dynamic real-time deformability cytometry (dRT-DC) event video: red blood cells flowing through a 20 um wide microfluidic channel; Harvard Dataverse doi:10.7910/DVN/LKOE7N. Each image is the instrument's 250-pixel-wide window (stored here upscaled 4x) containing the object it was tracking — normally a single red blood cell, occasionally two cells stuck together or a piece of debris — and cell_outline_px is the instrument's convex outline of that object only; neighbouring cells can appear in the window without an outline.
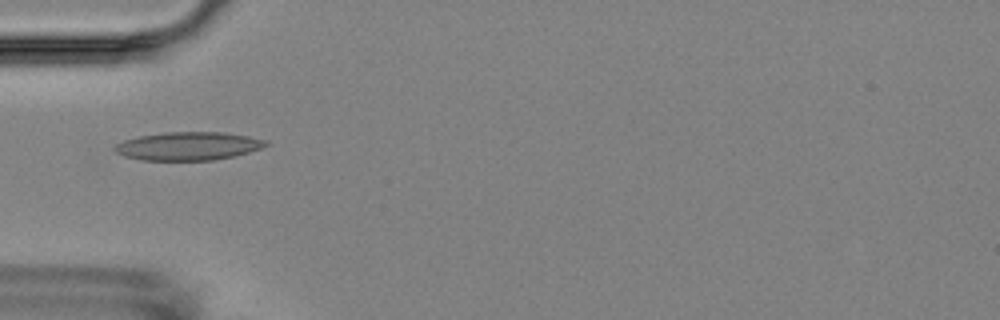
{"species": "Egyptian fruit bat (a non-hibernating species)", "species_latin": "Rousettus aegyptiacus", "temperature_condition": "room temperature", "stored_images_in_passage": 4, "camera_frame_rate_fps": 3000, "um_per_image_px": 0.085, "animal": {"sex": "female"}, "frame": {"image": 1, "passage_image": 3, "time_ms": 3.333, "image_size_px": [1000, 320], "cell_outline_px": [[272, 144], [248, 152], [232, 156], [212, 160], [140, 160], [124, 156], [116, 152], [112, 148], [116, 144], [124, 140], [140, 136], [164, 132], [224, 132], [248, 136], [268, 140]], "centroid_in_image_um": [16.01, 12.41], "position_along_channel_um": 69.0, "area_um2": 24.91}}